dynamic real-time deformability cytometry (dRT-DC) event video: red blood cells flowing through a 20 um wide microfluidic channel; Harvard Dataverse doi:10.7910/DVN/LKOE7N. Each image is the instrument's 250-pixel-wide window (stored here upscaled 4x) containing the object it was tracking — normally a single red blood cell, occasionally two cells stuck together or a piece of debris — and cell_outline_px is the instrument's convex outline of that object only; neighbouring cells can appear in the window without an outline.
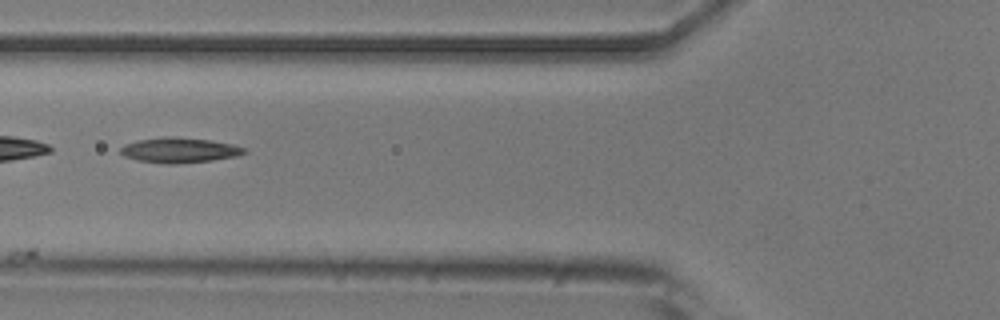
{"species": "common noctule bat (a hibernating species)", "species_latin": "Nyctalus noctula", "temperature_condition": "room temperature", "stored_images_in_passage": 4, "camera_frame_rate_fps": 3000, "um_per_image_px": 0.085, "animal": {"sex": "male", "body_mass_g": 20.5, "forearm_length_mm": 52.5}, "frame": {"image": 1, "passage_image": 3, "time_ms": 2.667, "image_size_px": [1000, 320], "cell_outline_px": [[248, 152], [236, 156], [212, 160], [176, 164], [168, 164], [136, 160], [124, 156], [120, 152], [120, 148], [124, 144], [140, 140], [160, 136], [172, 136], [208, 140], [232, 144], [244, 148]], "centroid_in_image_um": [15.22, 12.76], "position_along_channel_um": 110.6, "area_um2": 18.09}}